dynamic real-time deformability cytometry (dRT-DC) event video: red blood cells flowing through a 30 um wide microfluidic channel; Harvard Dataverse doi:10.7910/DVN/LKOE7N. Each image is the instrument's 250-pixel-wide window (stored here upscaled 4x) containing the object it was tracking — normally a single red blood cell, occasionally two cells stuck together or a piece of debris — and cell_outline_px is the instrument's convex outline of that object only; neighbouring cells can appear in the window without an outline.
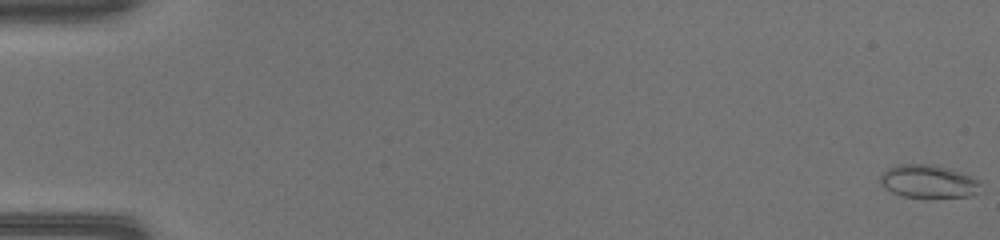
{"species": "common noctule bat (a hibernating species)", "species_latin": "Nyctalus noctula", "temperature_condition": "warm", "stored_images_in_passage": 51, "camera_frame_rate_fps": 3000, "um_per_image_px": 0.085, "animal": {"sex": "female", "body_mass_g": 17.0, "forearm_length_mm": 48.0}, "frame": {"image": 1, "passage_image": 1, "time_ms": 0.0, "image_size_px": [1000, 240], "cell_outline_px": [[984, 192], [972, 196], [900, 196], [884, 188], [880, 184], [880, 176], [888, 168], [896, 164], [936, 164], [980, 180]], "centroid_in_image_um": [78.94, 15.41], "position_along_channel_um": 6.1, "area_um2": 19.36}}
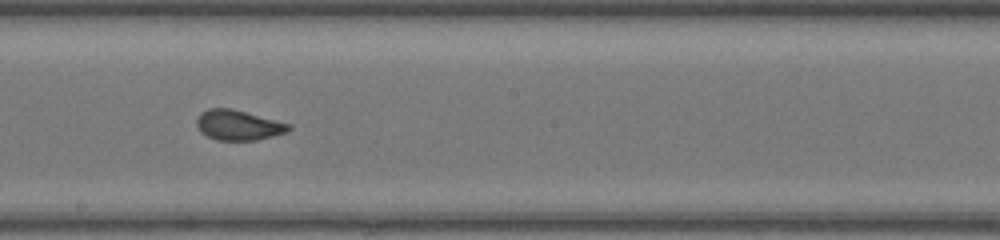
{"frame": {"image": 2, "passage_image": 30, "time_ms": 9.667, "image_size_px": [1000, 240], "cell_outline_px": [[292, 128], [288, 132], [256, 140], [216, 140], [200, 132], [196, 124], [196, 116], [200, 112], [208, 108], [232, 108], [292, 124]], "centroid_in_image_um": [20.25, 10.62], "position_along_channel_um": 227.9, "area_um2": 16.42}}
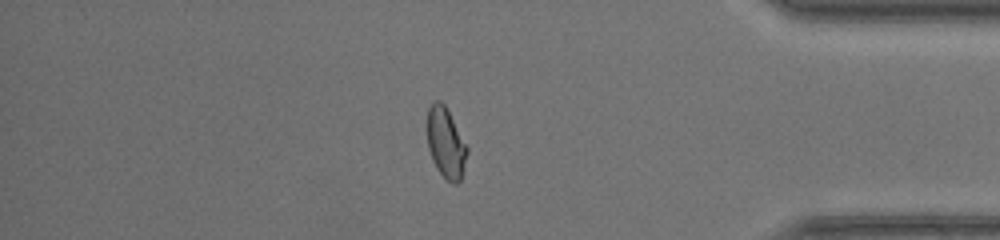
{"frame": {"image": 3, "passage_image": 44, "time_ms": 14.333, "image_size_px": [1000, 240], "cell_outline_px": [[468, 152], [464, 168], [460, 180], [456, 184], [452, 184], [436, 168], [432, 160], [428, 148], [428, 108], [436, 100], [440, 100], [444, 104], [468, 148]], "centroid_in_image_um": [37.9, 12.17], "position_along_channel_um": 397.3, "area_um2": 16.07}}